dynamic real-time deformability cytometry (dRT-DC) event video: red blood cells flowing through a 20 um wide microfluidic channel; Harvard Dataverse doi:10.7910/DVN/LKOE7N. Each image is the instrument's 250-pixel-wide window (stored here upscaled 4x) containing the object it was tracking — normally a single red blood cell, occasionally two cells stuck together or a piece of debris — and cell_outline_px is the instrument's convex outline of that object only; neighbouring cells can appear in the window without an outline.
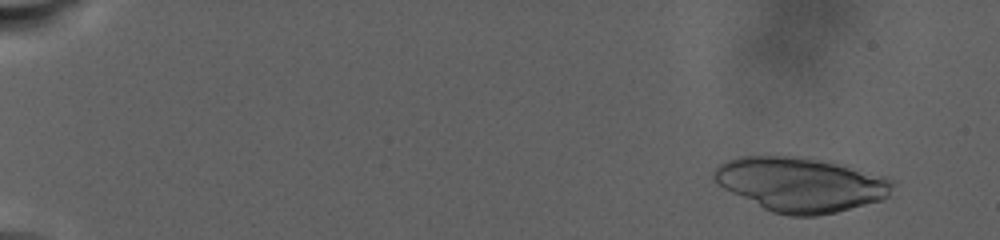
{"species": "human", "species_latin": "Homo sapiens", "temperature_condition": "warm", "stored_images_in_passage": 22, "camera_frame_rate_fps": 3000, "um_per_image_px": 0.085, "donor": {"sex": "male"}, "frame": {"image": 1, "passage_image": 8, "time_ms": 2.333, "image_size_px": [1000, 240], "cell_outline_px": [[896, 180], [888, 196], [884, 200], [836, 212], [816, 216], [788, 216], [772, 212], [724, 188], [712, 180], [712, 172], [724, 160], [736, 156], [808, 156], [848, 164], [888, 176]], "centroid_in_image_um": [68.13, 15.64], "position_along_channel_um": 16.9, "area_um2": 57.8}}
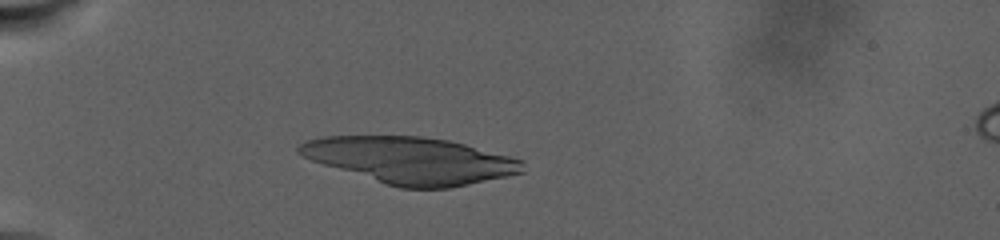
{"frame": {"image": 2, "passage_image": 18, "time_ms": 9.333, "image_size_px": [1000, 240], "cell_outline_px": [[524, 172], [508, 176], [448, 188], [400, 188], [384, 184], [312, 160], [296, 152], [296, 148], [300, 144], [308, 140], [324, 136], [420, 136], [448, 140], [464, 144], [524, 160]], "centroid_in_image_um": [34.91, 13.63], "position_along_channel_um": 50.1, "area_um2": 60.29}}